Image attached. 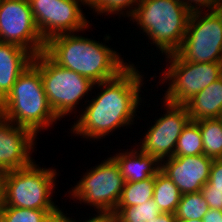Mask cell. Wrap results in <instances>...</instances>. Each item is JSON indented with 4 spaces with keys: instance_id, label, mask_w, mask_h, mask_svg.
<instances>
[{
    "instance_id": "cell-1",
    "label": "cell",
    "mask_w": 222,
    "mask_h": 222,
    "mask_svg": "<svg viewBox=\"0 0 222 222\" xmlns=\"http://www.w3.org/2000/svg\"><path fill=\"white\" fill-rule=\"evenodd\" d=\"M138 68L140 66L131 63L116 78L96 83L93 89H99L100 92L87 101L89 104L81 105L84 108L80 107L81 113L79 111V115H74L75 120H78L73 122L70 132L74 136L95 142L113 135L121 127L132 128L138 115L136 112L140 113L138 108L144 101L141 97L144 72Z\"/></svg>"
},
{
    "instance_id": "cell-2",
    "label": "cell",
    "mask_w": 222,
    "mask_h": 222,
    "mask_svg": "<svg viewBox=\"0 0 222 222\" xmlns=\"http://www.w3.org/2000/svg\"><path fill=\"white\" fill-rule=\"evenodd\" d=\"M109 34L103 42L83 37L79 33L60 34L46 41L44 52L59 66L73 70L100 83L116 78L132 62H124V57L111 46Z\"/></svg>"
},
{
    "instance_id": "cell-3",
    "label": "cell",
    "mask_w": 222,
    "mask_h": 222,
    "mask_svg": "<svg viewBox=\"0 0 222 222\" xmlns=\"http://www.w3.org/2000/svg\"><path fill=\"white\" fill-rule=\"evenodd\" d=\"M190 16L179 0H140L128 18L146 34L151 47L153 44L165 56L181 47Z\"/></svg>"
},
{
    "instance_id": "cell-4",
    "label": "cell",
    "mask_w": 222,
    "mask_h": 222,
    "mask_svg": "<svg viewBox=\"0 0 222 222\" xmlns=\"http://www.w3.org/2000/svg\"><path fill=\"white\" fill-rule=\"evenodd\" d=\"M1 105L7 120L27 128L36 137L60 121L46 97L40 70L33 63L17 78Z\"/></svg>"
},
{
    "instance_id": "cell-5",
    "label": "cell",
    "mask_w": 222,
    "mask_h": 222,
    "mask_svg": "<svg viewBox=\"0 0 222 222\" xmlns=\"http://www.w3.org/2000/svg\"><path fill=\"white\" fill-rule=\"evenodd\" d=\"M32 63L40 70L44 91L55 115L60 120L73 113L77 115L78 105L83 100L87 103L95 83L73 70L59 66L45 52L34 56Z\"/></svg>"
},
{
    "instance_id": "cell-6",
    "label": "cell",
    "mask_w": 222,
    "mask_h": 222,
    "mask_svg": "<svg viewBox=\"0 0 222 222\" xmlns=\"http://www.w3.org/2000/svg\"><path fill=\"white\" fill-rule=\"evenodd\" d=\"M55 168H44L34 160L30 165L9 170L5 179L4 197L1 204L17 208L62 210L52 196L57 185Z\"/></svg>"
},
{
    "instance_id": "cell-7",
    "label": "cell",
    "mask_w": 222,
    "mask_h": 222,
    "mask_svg": "<svg viewBox=\"0 0 222 222\" xmlns=\"http://www.w3.org/2000/svg\"><path fill=\"white\" fill-rule=\"evenodd\" d=\"M90 168L72 190L67 191L70 195L67 197L93 207L92 211L97 213L92 215L111 216L119 203L125 183L119 165L110 156Z\"/></svg>"
},
{
    "instance_id": "cell-8",
    "label": "cell",
    "mask_w": 222,
    "mask_h": 222,
    "mask_svg": "<svg viewBox=\"0 0 222 222\" xmlns=\"http://www.w3.org/2000/svg\"><path fill=\"white\" fill-rule=\"evenodd\" d=\"M165 61L166 67L160 74L158 83H168V89L159 99L170 104L184 105L194 95L222 77V62H188L176 53L165 55Z\"/></svg>"
},
{
    "instance_id": "cell-9",
    "label": "cell",
    "mask_w": 222,
    "mask_h": 222,
    "mask_svg": "<svg viewBox=\"0 0 222 222\" xmlns=\"http://www.w3.org/2000/svg\"><path fill=\"white\" fill-rule=\"evenodd\" d=\"M175 53L188 62H222V9L192 12L184 40Z\"/></svg>"
},
{
    "instance_id": "cell-10",
    "label": "cell",
    "mask_w": 222,
    "mask_h": 222,
    "mask_svg": "<svg viewBox=\"0 0 222 222\" xmlns=\"http://www.w3.org/2000/svg\"><path fill=\"white\" fill-rule=\"evenodd\" d=\"M35 24L44 41L60 35L90 29L83 14L85 0H28ZM84 31V32H83Z\"/></svg>"
},
{
    "instance_id": "cell-11",
    "label": "cell",
    "mask_w": 222,
    "mask_h": 222,
    "mask_svg": "<svg viewBox=\"0 0 222 222\" xmlns=\"http://www.w3.org/2000/svg\"><path fill=\"white\" fill-rule=\"evenodd\" d=\"M0 42L19 45L34 56L46 42L35 24L28 0H0Z\"/></svg>"
},
{
    "instance_id": "cell-12",
    "label": "cell",
    "mask_w": 222,
    "mask_h": 222,
    "mask_svg": "<svg viewBox=\"0 0 222 222\" xmlns=\"http://www.w3.org/2000/svg\"><path fill=\"white\" fill-rule=\"evenodd\" d=\"M161 103L165 112L155 119V124L149 125L140 143L135 144L143 153L156 157L160 162L174 156L178 138L190 120L184 105H174L164 100Z\"/></svg>"
},
{
    "instance_id": "cell-13",
    "label": "cell",
    "mask_w": 222,
    "mask_h": 222,
    "mask_svg": "<svg viewBox=\"0 0 222 222\" xmlns=\"http://www.w3.org/2000/svg\"><path fill=\"white\" fill-rule=\"evenodd\" d=\"M213 160L204 154L173 156L161 161V171L178 187L181 194L197 193L209 180Z\"/></svg>"
},
{
    "instance_id": "cell-14",
    "label": "cell",
    "mask_w": 222,
    "mask_h": 222,
    "mask_svg": "<svg viewBox=\"0 0 222 222\" xmlns=\"http://www.w3.org/2000/svg\"><path fill=\"white\" fill-rule=\"evenodd\" d=\"M37 139L27 128L6 119L0 125V166L9 171L30 165Z\"/></svg>"
},
{
    "instance_id": "cell-15",
    "label": "cell",
    "mask_w": 222,
    "mask_h": 222,
    "mask_svg": "<svg viewBox=\"0 0 222 222\" xmlns=\"http://www.w3.org/2000/svg\"><path fill=\"white\" fill-rule=\"evenodd\" d=\"M34 55L27 49L0 42V103L10 93L17 78L32 64Z\"/></svg>"
},
{
    "instance_id": "cell-16",
    "label": "cell",
    "mask_w": 222,
    "mask_h": 222,
    "mask_svg": "<svg viewBox=\"0 0 222 222\" xmlns=\"http://www.w3.org/2000/svg\"><path fill=\"white\" fill-rule=\"evenodd\" d=\"M110 155L119 165L125 182H139L155 177L161 170V162L154 156L143 153L136 145L133 149H125Z\"/></svg>"
},
{
    "instance_id": "cell-17",
    "label": "cell",
    "mask_w": 222,
    "mask_h": 222,
    "mask_svg": "<svg viewBox=\"0 0 222 222\" xmlns=\"http://www.w3.org/2000/svg\"><path fill=\"white\" fill-rule=\"evenodd\" d=\"M184 106L190 120L220 118L222 116V77L194 95Z\"/></svg>"
},
{
    "instance_id": "cell-18",
    "label": "cell",
    "mask_w": 222,
    "mask_h": 222,
    "mask_svg": "<svg viewBox=\"0 0 222 222\" xmlns=\"http://www.w3.org/2000/svg\"><path fill=\"white\" fill-rule=\"evenodd\" d=\"M178 187L161 170L155 176L153 200L162 213H174L180 202Z\"/></svg>"
},
{
    "instance_id": "cell-19",
    "label": "cell",
    "mask_w": 222,
    "mask_h": 222,
    "mask_svg": "<svg viewBox=\"0 0 222 222\" xmlns=\"http://www.w3.org/2000/svg\"><path fill=\"white\" fill-rule=\"evenodd\" d=\"M63 210L17 208L0 204V222H51Z\"/></svg>"
},
{
    "instance_id": "cell-20",
    "label": "cell",
    "mask_w": 222,
    "mask_h": 222,
    "mask_svg": "<svg viewBox=\"0 0 222 222\" xmlns=\"http://www.w3.org/2000/svg\"><path fill=\"white\" fill-rule=\"evenodd\" d=\"M202 135L203 154L222 159V123L220 118L197 121Z\"/></svg>"
},
{
    "instance_id": "cell-21",
    "label": "cell",
    "mask_w": 222,
    "mask_h": 222,
    "mask_svg": "<svg viewBox=\"0 0 222 222\" xmlns=\"http://www.w3.org/2000/svg\"><path fill=\"white\" fill-rule=\"evenodd\" d=\"M155 177L139 182H125L117 207L141 205L153 199Z\"/></svg>"
},
{
    "instance_id": "cell-22",
    "label": "cell",
    "mask_w": 222,
    "mask_h": 222,
    "mask_svg": "<svg viewBox=\"0 0 222 222\" xmlns=\"http://www.w3.org/2000/svg\"><path fill=\"white\" fill-rule=\"evenodd\" d=\"M162 213L153 199L136 206L116 207L112 222H154Z\"/></svg>"
},
{
    "instance_id": "cell-23",
    "label": "cell",
    "mask_w": 222,
    "mask_h": 222,
    "mask_svg": "<svg viewBox=\"0 0 222 222\" xmlns=\"http://www.w3.org/2000/svg\"><path fill=\"white\" fill-rule=\"evenodd\" d=\"M203 154L202 135L197 121L189 120L184 126L174 151V157Z\"/></svg>"
},
{
    "instance_id": "cell-24",
    "label": "cell",
    "mask_w": 222,
    "mask_h": 222,
    "mask_svg": "<svg viewBox=\"0 0 222 222\" xmlns=\"http://www.w3.org/2000/svg\"><path fill=\"white\" fill-rule=\"evenodd\" d=\"M140 0H85V8L93 10L97 15L111 17L116 14L118 17H129ZM87 6V7H86Z\"/></svg>"
},
{
    "instance_id": "cell-25",
    "label": "cell",
    "mask_w": 222,
    "mask_h": 222,
    "mask_svg": "<svg viewBox=\"0 0 222 222\" xmlns=\"http://www.w3.org/2000/svg\"><path fill=\"white\" fill-rule=\"evenodd\" d=\"M209 207L201 192L182 194L175 216L177 220H201Z\"/></svg>"
},
{
    "instance_id": "cell-26",
    "label": "cell",
    "mask_w": 222,
    "mask_h": 222,
    "mask_svg": "<svg viewBox=\"0 0 222 222\" xmlns=\"http://www.w3.org/2000/svg\"><path fill=\"white\" fill-rule=\"evenodd\" d=\"M192 12L215 11L222 8V0H179Z\"/></svg>"
},
{
    "instance_id": "cell-27",
    "label": "cell",
    "mask_w": 222,
    "mask_h": 222,
    "mask_svg": "<svg viewBox=\"0 0 222 222\" xmlns=\"http://www.w3.org/2000/svg\"><path fill=\"white\" fill-rule=\"evenodd\" d=\"M203 187L205 189L222 190V159L213 160L209 180Z\"/></svg>"
},
{
    "instance_id": "cell-28",
    "label": "cell",
    "mask_w": 222,
    "mask_h": 222,
    "mask_svg": "<svg viewBox=\"0 0 222 222\" xmlns=\"http://www.w3.org/2000/svg\"><path fill=\"white\" fill-rule=\"evenodd\" d=\"M200 192L203 198L206 200L210 209L222 211V190L205 189L203 187Z\"/></svg>"
},
{
    "instance_id": "cell-29",
    "label": "cell",
    "mask_w": 222,
    "mask_h": 222,
    "mask_svg": "<svg viewBox=\"0 0 222 222\" xmlns=\"http://www.w3.org/2000/svg\"><path fill=\"white\" fill-rule=\"evenodd\" d=\"M66 212V222H112V218L110 216H105V215H94V216H89L88 218L86 217V219H84L83 221H81L80 219L76 221L75 217L74 218H70L67 215H70Z\"/></svg>"
},
{
    "instance_id": "cell-30",
    "label": "cell",
    "mask_w": 222,
    "mask_h": 222,
    "mask_svg": "<svg viewBox=\"0 0 222 222\" xmlns=\"http://www.w3.org/2000/svg\"><path fill=\"white\" fill-rule=\"evenodd\" d=\"M203 222H222V211L208 209L207 213L202 218Z\"/></svg>"
},
{
    "instance_id": "cell-31",
    "label": "cell",
    "mask_w": 222,
    "mask_h": 222,
    "mask_svg": "<svg viewBox=\"0 0 222 222\" xmlns=\"http://www.w3.org/2000/svg\"><path fill=\"white\" fill-rule=\"evenodd\" d=\"M7 170L0 166V204L4 197V189H5V179L7 175Z\"/></svg>"
},
{
    "instance_id": "cell-32",
    "label": "cell",
    "mask_w": 222,
    "mask_h": 222,
    "mask_svg": "<svg viewBox=\"0 0 222 222\" xmlns=\"http://www.w3.org/2000/svg\"><path fill=\"white\" fill-rule=\"evenodd\" d=\"M154 222H177L174 213H160Z\"/></svg>"
},
{
    "instance_id": "cell-33",
    "label": "cell",
    "mask_w": 222,
    "mask_h": 222,
    "mask_svg": "<svg viewBox=\"0 0 222 222\" xmlns=\"http://www.w3.org/2000/svg\"><path fill=\"white\" fill-rule=\"evenodd\" d=\"M51 222H66V213H64V210L60 216L54 218Z\"/></svg>"
},
{
    "instance_id": "cell-34",
    "label": "cell",
    "mask_w": 222,
    "mask_h": 222,
    "mask_svg": "<svg viewBox=\"0 0 222 222\" xmlns=\"http://www.w3.org/2000/svg\"><path fill=\"white\" fill-rule=\"evenodd\" d=\"M6 120V115H5V111L4 108L2 107L1 103H0V125Z\"/></svg>"
},
{
    "instance_id": "cell-35",
    "label": "cell",
    "mask_w": 222,
    "mask_h": 222,
    "mask_svg": "<svg viewBox=\"0 0 222 222\" xmlns=\"http://www.w3.org/2000/svg\"><path fill=\"white\" fill-rule=\"evenodd\" d=\"M177 222H203L202 219L201 220H177Z\"/></svg>"
}]
</instances>
